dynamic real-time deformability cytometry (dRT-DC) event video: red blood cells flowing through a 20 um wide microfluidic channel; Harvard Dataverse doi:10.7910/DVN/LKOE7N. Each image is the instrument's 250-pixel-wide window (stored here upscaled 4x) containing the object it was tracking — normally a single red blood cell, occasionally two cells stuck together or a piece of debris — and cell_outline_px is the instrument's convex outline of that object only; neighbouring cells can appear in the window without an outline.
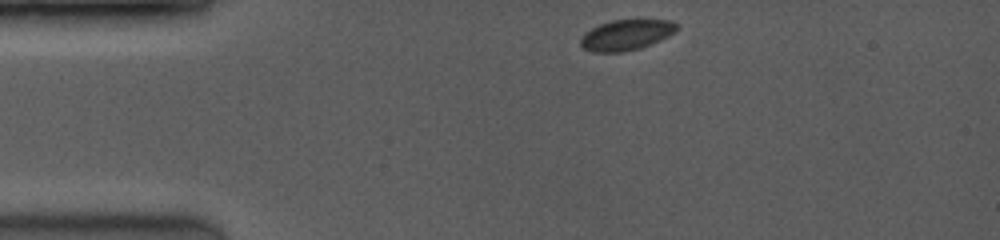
{"species": "common noctule bat (a hibernating species)", "species_latin": "Nyctalus noctula", "temperature_condition": "room temperature", "stored_images_in_passage": 6, "camera_frame_rate_fps": 3500, "um_per_image_px": 0.085, "animal": {"sex": "female", "body_mass_g": 19.0, "forearm_length_mm": 53.3}, "frame": {"image": 1, "passage_image": 1, "time_ms": 0.0, "image_size_px": [1000, 240], "cell_outline_px": [[676, 28], [668, 36], [652, 44], [640, 48], [624, 52], [592, 52], [584, 48], [580, 44], [580, 40], [584, 32], [600, 24], [612, 20], [672, 20], [676, 24]], "centroid_in_image_um": [53.19, 2.98], "position_along_channel_um": 31.8, "area_um2": 16.99}}
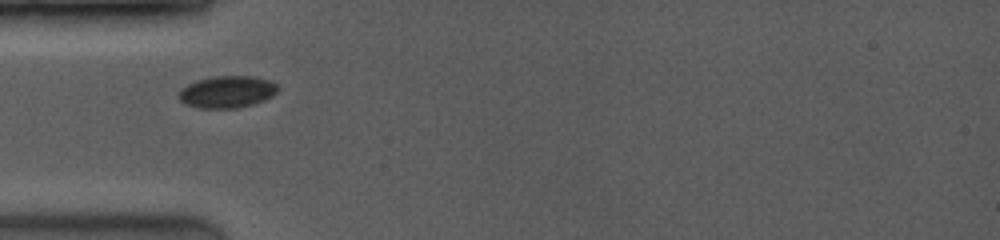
{"frame": {"image": 2, "passage_image": 3, "time_ms": 2.0, "image_size_px": [1000, 240], "cell_outline_px": [[280, 88], [272, 96], [264, 100], [240, 108], [200, 108], [184, 104], [180, 100], [180, 88], [196, 80], [212, 76], [252, 76], [268, 80], [276, 84]], "centroid_in_image_um": [19.3, 7.81], "position_along_channel_um": 65.7, "area_um2": 18.5}}